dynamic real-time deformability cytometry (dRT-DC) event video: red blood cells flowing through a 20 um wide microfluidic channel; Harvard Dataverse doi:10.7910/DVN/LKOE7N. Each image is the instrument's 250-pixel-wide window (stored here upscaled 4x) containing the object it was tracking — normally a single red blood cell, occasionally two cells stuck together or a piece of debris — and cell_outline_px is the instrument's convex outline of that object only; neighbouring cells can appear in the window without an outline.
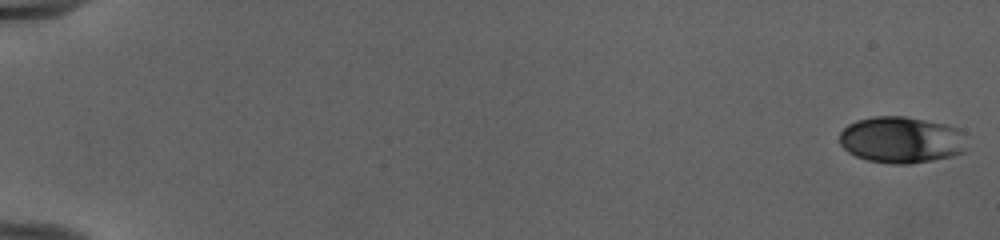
{"species": "human", "species_latin": "Homo sapiens", "temperature_condition": "cold", "stored_images_in_passage": 53, "camera_frame_rate_fps": 3000, "um_per_image_px": 0.085, "donor": {"sex": "female"}, "frame": {"image": 1, "passage_image": 1, "time_ms": 0.0, "image_size_px": [1000, 240], "cell_outline_px": [[964, 152], [952, 156], [932, 160], [908, 164], [892, 164], [868, 160], [856, 156], [848, 152], [840, 144], [840, 132], [848, 124], [856, 120], [872, 116], [904, 116], [944, 124], [960, 128]], "centroid_in_image_um": [76.56, 11.88], "position_along_channel_um": 8.4, "area_um2": 34.28}}
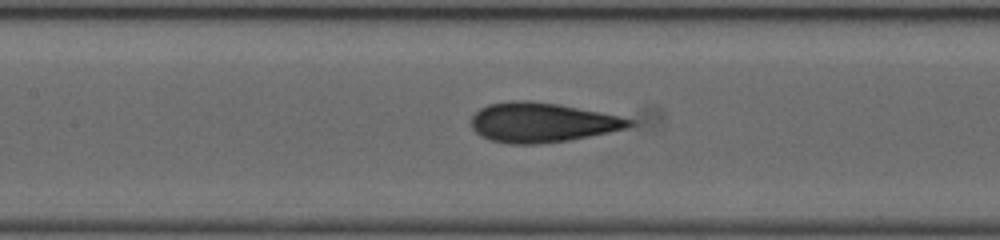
{"frame": {"image": 2, "passage_image": 27, "time_ms": 8.667, "image_size_px": [1000, 240], "cell_outline_px": [[636, 124], [624, 128], [608, 132], [568, 140], [540, 144], [508, 144], [492, 140], [480, 136], [472, 128], [472, 116], [480, 108], [488, 104], [512, 100], [528, 100], [560, 104], [620, 116], [632, 120]], "centroid_in_image_um": [46.04, 10.4], "position_along_channel_um": 161.4, "area_um2": 36.41}}
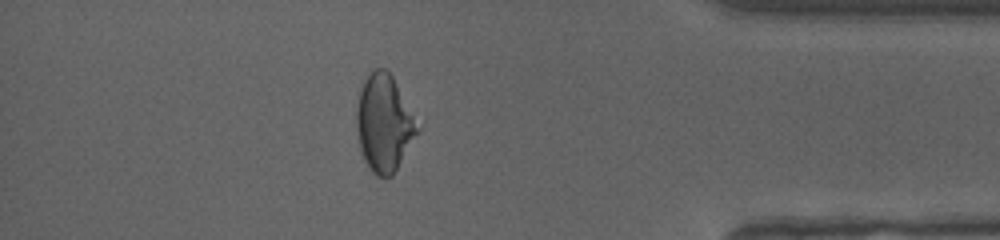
{"frame": {"image": 3, "passage_image": 47, "time_ms": 15.333, "image_size_px": [1000, 240], "cell_outline_px": [[420, 132], [392, 176], [376, 176], [368, 168], [364, 160], [360, 148], [356, 128], [356, 108], [360, 88], [364, 80], [376, 68], [388, 68], [420, 128]], "centroid_in_image_um": [32.64, 10.49], "position_along_channel_um": 402.6, "area_um2": 34.39}, "authors_computed_cell_mechanics": {"area_um2": 35.0846, "velocity_mm_per_s": 4.0147, "shape_relaxation_time_tau1_ms": 5.4142, "shape_relaxation_time_tau2_ms": 1.0514, "deformation_change_tau1": 0.1746, "deformation_change_tau2": 0.0794}}